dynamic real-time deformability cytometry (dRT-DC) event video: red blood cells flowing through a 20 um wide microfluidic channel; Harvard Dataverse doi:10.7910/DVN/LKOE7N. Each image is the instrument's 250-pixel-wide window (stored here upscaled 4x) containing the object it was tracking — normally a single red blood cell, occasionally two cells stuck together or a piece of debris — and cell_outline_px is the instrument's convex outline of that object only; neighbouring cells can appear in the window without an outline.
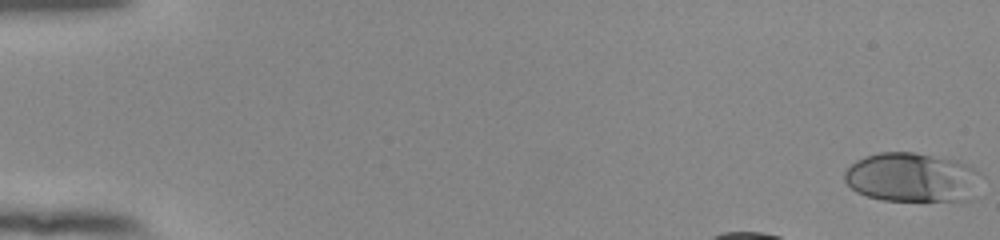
{"species": "human", "species_latin": "Homo sapiens", "temperature_condition": "room temperature", "stored_images_in_passage": 14, "camera_frame_rate_fps": 3000, "um_per_image_px": 0.085, "donor": {"sex": "female"}, "frame": {"image": 1, "passage_image": 1, "time_ms": 0.0, "image_size_px": [1000, 240], "cell_outline_px": [[984, 176], [976, 200], [884, 200], [868, 196], [856, 192], [844, 180], [844, 172], [856, 160], [864, 156], [880, 152], [912, 152], [956, 160], [980, 172]], "centroid_in_image_um": [77.61, 15.09], "position_along_channel_um": 7.4, "area_um2": 39.77}}